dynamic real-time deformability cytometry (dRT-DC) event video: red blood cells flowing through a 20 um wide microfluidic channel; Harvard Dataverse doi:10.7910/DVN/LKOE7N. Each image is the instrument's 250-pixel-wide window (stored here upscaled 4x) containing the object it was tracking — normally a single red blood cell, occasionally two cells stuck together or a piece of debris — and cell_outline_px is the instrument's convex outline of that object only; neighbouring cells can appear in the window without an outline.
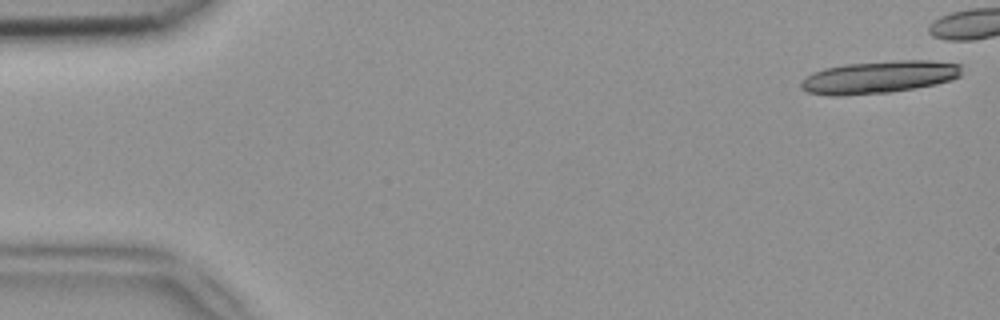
{"species": "common noctule bat (a hibernating species)", "species_latin": "Nyctalus noctula", "temperature_condition": "room temperature", "stored_images_in_passage": 18, "camera_frame_rate_fps": 3000, "um_per_image_px": 0.085, "animal": {"sex": "female", "body_mass_g": 18.4}, "frame": {"image": 1, "passage_image": 1, "time_ms": 0.0, "image_size_px": [1000, 320], "cell_outline_px": [[960, 76], [952, 80], [936, 84], [916, 88], [888, 92], [840, 96], [828, 96], [808, 92], [800, 88], [800, 80], [812, 72], [824, 68], [844, 64], [896, 60], [932, 60], [960, 64]], "centroid_in_image_um": [74.68, 6.55], "position_along_channel_um": 10.3, "area_um2": 30.69}}